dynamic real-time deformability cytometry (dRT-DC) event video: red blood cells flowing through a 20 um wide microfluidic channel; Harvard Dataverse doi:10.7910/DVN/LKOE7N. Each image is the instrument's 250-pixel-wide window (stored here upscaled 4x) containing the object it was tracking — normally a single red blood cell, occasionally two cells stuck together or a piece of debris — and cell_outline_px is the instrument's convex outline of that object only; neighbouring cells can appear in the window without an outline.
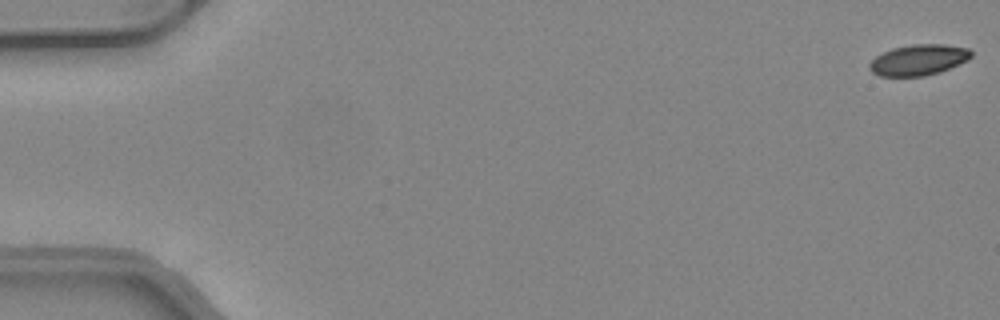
{"species": "common noctule bat (a hibernating species)", "species_latin": "Nyctalus noctula", "temperature_condition": "warm", "stored_images_in_passage": 51, "camera_frame_rate_fps": 3000, "um_per_image_px": 0.085, "animal": {"sex": "female", "body_mass_g": 24.6, "forearm_length_mm": 56.2}, "frame": {"image": 1, "passage_image": 1, "time_ms": 0.0, "image_size_px": [1000, 320], "cell_outline_px": [[972, 56], [968, 60], [940, 72], [924, 76], [880, 76], [872, 72], [868, 68], [868, 64], [876, 56], [892, 48], [912, 44], [944, 44], [968, 48], [972, 52]], "centroid_in_image_um": [78.07, 5.09], "position_along_channel_um": 6.9, "area_um2": 18.32}}
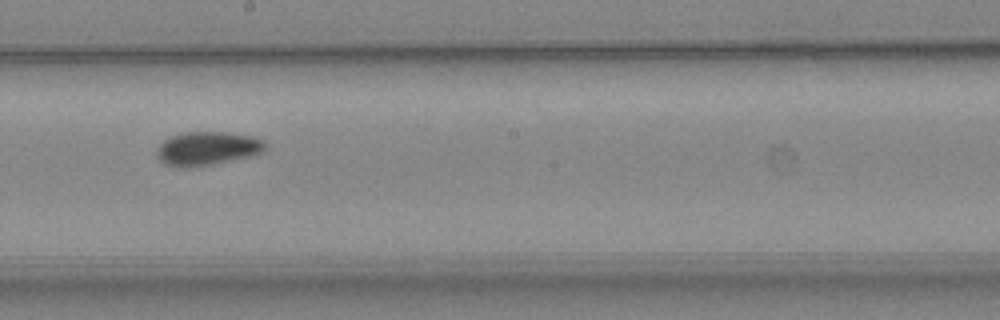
{"frame": {"image": 2, "passage_image": 29, "time_ms": 9.333, "image_size_px": [1000, 320], "cell_outline_px": [[264, 148], [260, 152], [252, 156], [212, 164], [180, 168], [164, 164], [156, 156], [156, 148], [164, 140], [172, 136], [184, 132], [224, 132], [252, 136], [264, 140]], "centroid_in_image_um": [17.57, 12.62], "position_along_channel_um": 230.6, "area_um2": 21.15}}
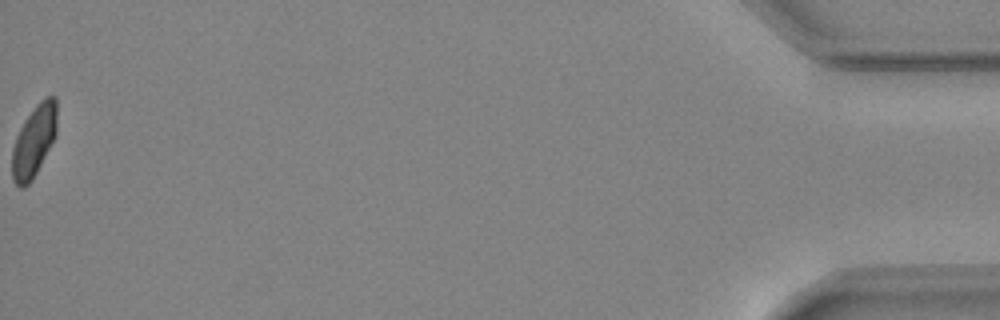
{"frame": {"image": 3, "passage_image": 51, "time_ms": 16.667, "image_size_px": [1000, 320], "cell_outline_px": [[56, 136], [32, 180], [28, 184], [20, 188], [12, 180], [12, 148], [16, 136], [24, 120], [36, 104], [40, 100], [48, 96], [56, 96]], "centroid_in_image_um": [2.88, 11.98], "position_along_channel_um": 432.3, "area_um2": 18.67}, "authors_computed_cell_mechanics": {"area_um2": 19.7098, "velocity_mm_per_s": 4.138, "shape_relaxation_time_tau1_ms": null, "shape_relaxation_time_tau2_ms": 3.4139, "deformation_change_tau1": null, "deformation_change_tau2": 0.059}}